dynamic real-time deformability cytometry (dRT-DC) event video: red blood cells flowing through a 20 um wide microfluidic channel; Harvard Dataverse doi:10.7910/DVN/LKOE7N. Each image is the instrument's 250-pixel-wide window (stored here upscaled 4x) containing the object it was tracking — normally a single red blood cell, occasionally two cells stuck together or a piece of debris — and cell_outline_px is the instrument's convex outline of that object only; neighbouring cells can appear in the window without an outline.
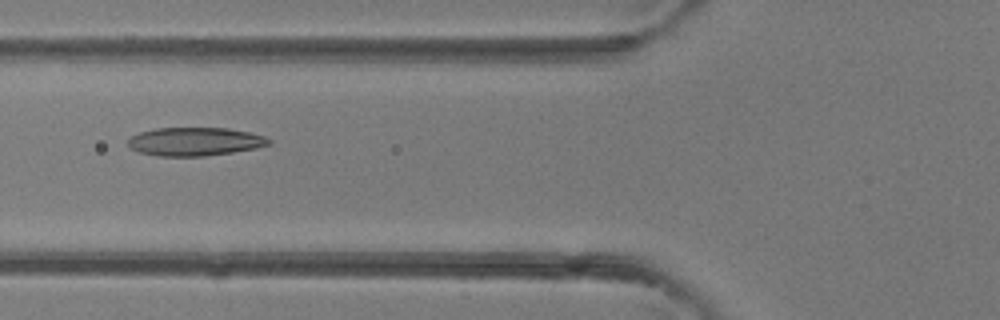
{"species": "common noctule bat (a hibernating species)", "species_latin": "Nyctalus noctula", "temperature_condition": "room temperature", "stored_images_in_passage": 5, "camera_frame_rate_fps": 3000, "um_per_image_px": 0.085, "animal": {"sex": "female"}, "frame": {"image": 1, "passage_image": 5, "time_ms": 4.333, "image_size_px": [1000, 320], "cell_outline_px": [[272, 144], [256, 148], [232, 152], [204, 156], [156, 156], [140, 152], [132, 148], [128, 144], [128, 140], [132, 136], [140, 132], [156, 128], [228, 128], [248, 132], [264, 136], [272, 140]], "centroid_in_image_um": [16.59, 12.03], "position_along_channel_um": 109.2, "area_um2": 23.24}}